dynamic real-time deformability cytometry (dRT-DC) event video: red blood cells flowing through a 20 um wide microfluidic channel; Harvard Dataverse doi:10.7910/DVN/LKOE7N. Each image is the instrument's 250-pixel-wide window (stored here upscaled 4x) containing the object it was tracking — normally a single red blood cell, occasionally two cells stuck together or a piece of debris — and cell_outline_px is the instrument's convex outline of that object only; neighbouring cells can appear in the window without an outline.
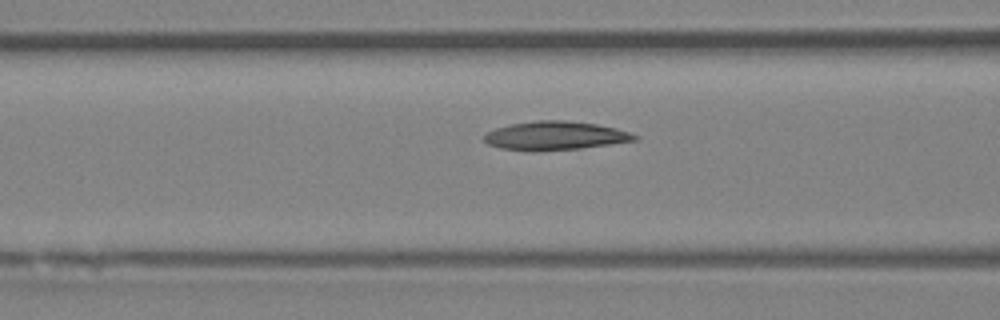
{"species": "Egyptian fruit bat (a non-hibernating species)", "species_latin": "Rousettus aegyptiacus", "temperature_condition": "room temperature", "stored_images_in_passage": 4, "segment_of_instrument_passage": [2, 2], "camera_frame_rate_fps": 3000, "um_per_image_px": 0.085, "animal": {"sex": "female"}, "frame": {"image": 1, "passage_image": 4, "time_ms": 1.0, "image_size_px": [1000, 320], "cell_outline_px": [[640, 136], [636, 140], [580, 148], [540, 152], [500, 148], [488, 144], [484, 140], [484, 136], [488, 132], [496, 128], [512, 124], [536, 120], [564, 120], [596, 124], [616, 128]], "centroid_in_image_um": [47.18, 11.54], "position_along_channel_um": 119.4, "area_um2": 25.03}}